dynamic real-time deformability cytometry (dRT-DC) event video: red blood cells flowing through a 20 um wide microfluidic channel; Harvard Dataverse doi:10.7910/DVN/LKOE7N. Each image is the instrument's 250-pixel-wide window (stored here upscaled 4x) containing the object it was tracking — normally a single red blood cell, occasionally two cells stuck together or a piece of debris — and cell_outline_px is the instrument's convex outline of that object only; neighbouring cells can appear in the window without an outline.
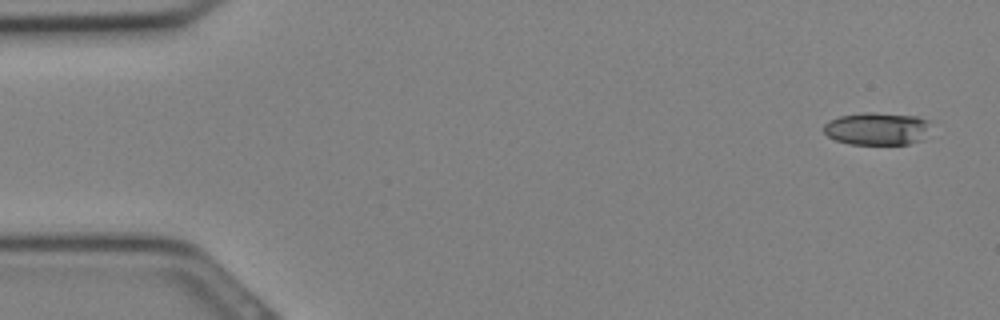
{"species": "Egyptian fruit bat (a non-hibernating species)", "species_latin": "Rousettus aegyptiacus", "temperature_condition": "cold", "stored_images_in_passage": 9, "camera_frame_rate_fps": 3000, "um_per_image_px": 0.085, "animal": {"sex": "female"}, "frame": {"image": 1, "passage_image": 1, "time_ms": 0.0, "image_size_px": [1000, 320], "cell_outline_px": [[928, 120], [924, 140], [908, 144], [848, 144], [836, 140], [828, 136], [824, 132], [824, 124], [828, 120], [840, 116], [864, 112], [872, 112], [916, 116]], "centroid_in_image_um": [74.51, 10.94], "position_along_channel_um": 10.5, "area_um2": 20.29}}